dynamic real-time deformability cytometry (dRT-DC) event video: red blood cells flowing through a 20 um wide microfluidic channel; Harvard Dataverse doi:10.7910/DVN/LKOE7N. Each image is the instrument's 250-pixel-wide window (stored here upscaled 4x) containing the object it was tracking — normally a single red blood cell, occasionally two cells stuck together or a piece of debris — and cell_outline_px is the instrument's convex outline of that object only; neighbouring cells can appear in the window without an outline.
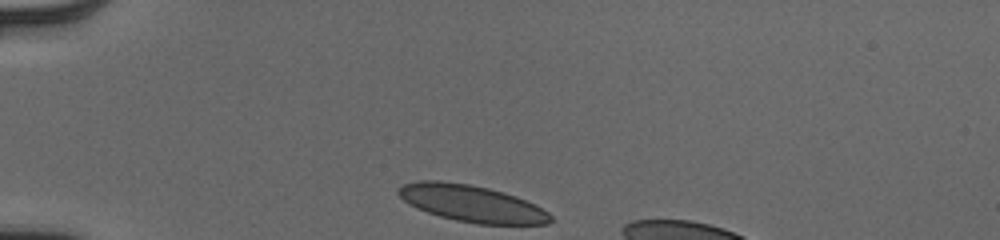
{"species": "human", "species_latin": "Homo sapiens", "temperature_condition": "cold", "stored_images_in_passage": 32, "camera_frame_rate_fps": 3000, "um_per_image_px": 0.085, "donor": {"sex": "male"}, "frame": {"image": 1, "passage_image": 1, "time_ms": 0.0, "image_size_px": [1000, 240], "cell_outline_px": [[552, 220], [548, 224], [476, 224], [456, 220], [440, 216], [416, 208], [408, 204], [396, 192], [396, 188], [404, 184], [420, 180], [440, 180], [468, 184], [488, 188], [504, 192], [516, 196], [536, 204], [548, 212], [552, 216]], "centroid_in_image_um": [40.09, 17.29], "position_along_channel_um": 44.9, "area_um2": 32.66}}
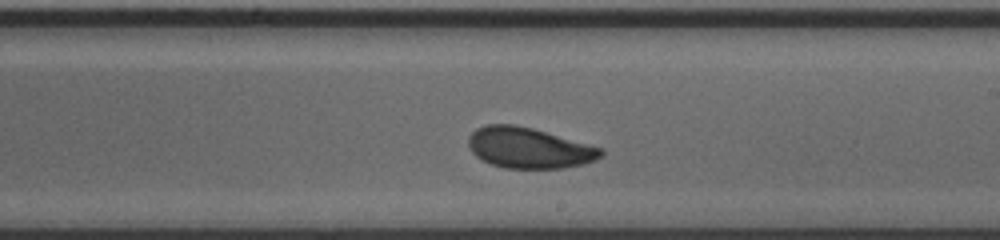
{"frame": {"image": 2, "passage_image": 19, "time_ms": 6.0, "image_size_px": [1000, 240], "cell_outline_px": [[604, 152], [596, 160], [584, 164], [564, 168], [504, 168], [492, 164], [476, 156], [472, 152], [468, 144], [468, 136], [476, 128], [488, 124], [512, 124], [532, 128], [604, 148]], "centroid_in_image_um": [44.97, 12.57], "position_along_channel_um": 244.0, "area_um2": 31.44}}
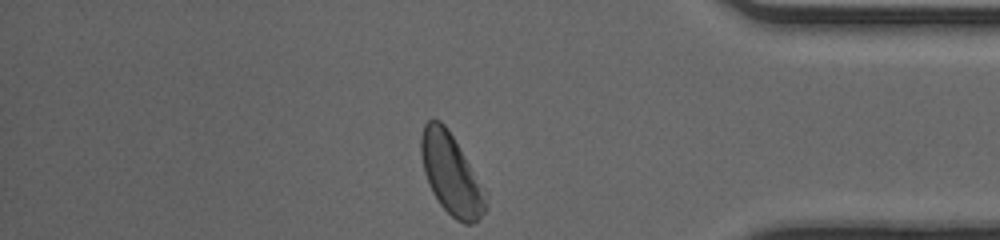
{"frame": {"image": 3, "passage_image": 32, "time_ms": 10.333, "image_size_px": [1000, 240], "cell_outline_px": [[488, 208], [472, 224], [464, 224], [456, 220], [440, 204], [432, 192], [428, 184], [424, 172], [420, 152], [420, 136], [424, 124], [428, 120], [440, 120], [444, 124], [452, 136], [488, 192]], "centroid_in_image_um": [38.36, 14.83], "position_along_channel_um": 396.8, "area_um2": 30.58}, "authors_computed_cell_mechanics": {"area_um2": 31.501, "velocity_mm_per_s": 3.9799, "shape_relaxation_time_tau1_ms": 4.1601, "shape_relaxation_time_tau2_ms": 1.0897, "deformation_change_tau1": 0.1183, "deformation_change_tau2": 0.0578}}